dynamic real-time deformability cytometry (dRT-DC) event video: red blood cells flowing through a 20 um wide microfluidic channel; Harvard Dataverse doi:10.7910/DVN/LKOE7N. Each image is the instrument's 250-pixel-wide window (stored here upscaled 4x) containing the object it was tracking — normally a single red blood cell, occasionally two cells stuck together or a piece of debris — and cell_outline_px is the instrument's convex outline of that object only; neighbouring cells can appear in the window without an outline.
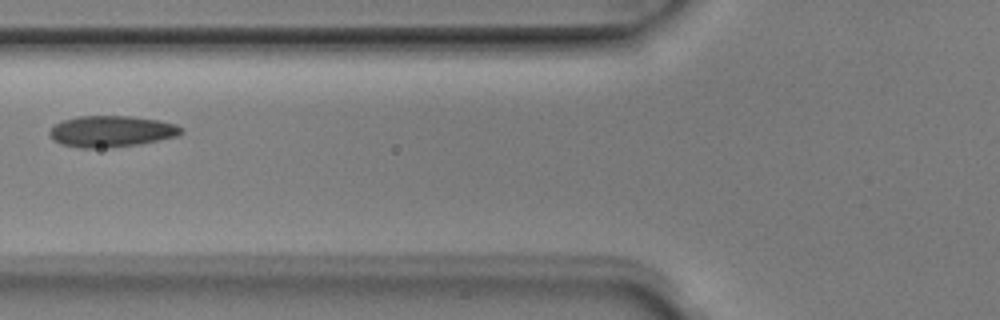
{"species": "Egyptian fruit bat (a non-hibernating species)", "species_latin": "Rousettus aegyptiacus", "temperature_condition": "room temperature", "stored_images_in_passage": 2, "camera_frame_rate_fps": 3000, "um_per_image_px": 0.085, "animal": {"sex": "male"}, "frame": {"image": 1, "passage_image": 2, "time_ms": 0.333, "image_size_px": [1000, 320], "cell_outline_px": [[180, 132], [176, 136], [140, 144], [108, 148], [80, 148], [60, 144], [52, 140], [48, 132], [56, 124], [64, 120], [80, 116], [132, 116], [156, 120], [176, 124], [180, 128]], "centroid_in_image_um": [9.41, 11.17], "position_along_channel_um": 116.4, "area_um2": 23.81}}